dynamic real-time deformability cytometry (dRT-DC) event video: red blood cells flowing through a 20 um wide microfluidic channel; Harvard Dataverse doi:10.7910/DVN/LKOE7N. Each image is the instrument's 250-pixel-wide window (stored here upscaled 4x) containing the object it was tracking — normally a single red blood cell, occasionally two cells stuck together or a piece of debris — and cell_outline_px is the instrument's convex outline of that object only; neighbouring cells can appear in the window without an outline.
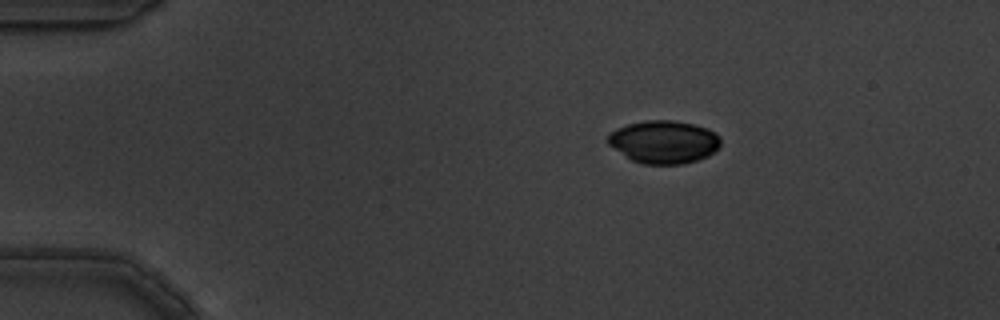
{"species": "common noctule bat (a hibernating species)", "species_latin": "Nyctalus noctula", "temperature_condition": "warm", "stored_images_in_passage": 4, "camera_frame_rate_fps": 3000, "um_per_image_px": 0.085, "animal": {"sex": "male", "body_mass_g": 19.5, "forearm_length_mm": 54.6}, "frame": {"image": 1, "passage_image": 1, "time_ms": 0.0, "image_size_px": [1000, 320], "cell_outline_px": [[720, 144], [708, 156], [696, 160], [680, 164], [644, 164], [632, 160], [608, 144], [608, 132], [616, 128], [628, 124], [644, 120], [672, 120], [692, 124], [708, 128], [716, 132], [720, 136]], "centroid_in_image_um": [56.42, 12.05], "position_along_channel_um": 28.6, "area_um2": 28.09}}
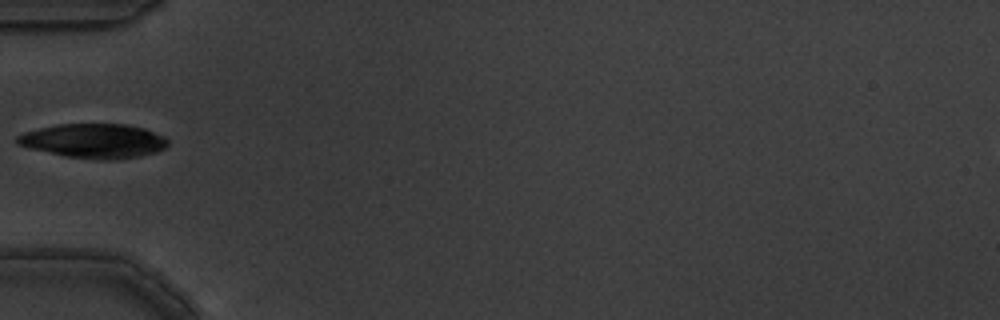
{"frame": {"image": 2, "passage_image": 4, "time_ms": 1.0, "image_size_px": [1000, 320], "cell_outline_px": [[168, 144], [164, 148], [156, 152], [140, 156], [116, 160], [100, 160], [64, 156], [28, 148], [16, 144], [16, 136], [24, 132], [56, 124], [128, 124], [144, 128], [164, 136], [168, 140]], "centroid_in_image_um": [7.97, 11.98], "position_along_channel_um": 77.0, "area_um2": 30.4}}